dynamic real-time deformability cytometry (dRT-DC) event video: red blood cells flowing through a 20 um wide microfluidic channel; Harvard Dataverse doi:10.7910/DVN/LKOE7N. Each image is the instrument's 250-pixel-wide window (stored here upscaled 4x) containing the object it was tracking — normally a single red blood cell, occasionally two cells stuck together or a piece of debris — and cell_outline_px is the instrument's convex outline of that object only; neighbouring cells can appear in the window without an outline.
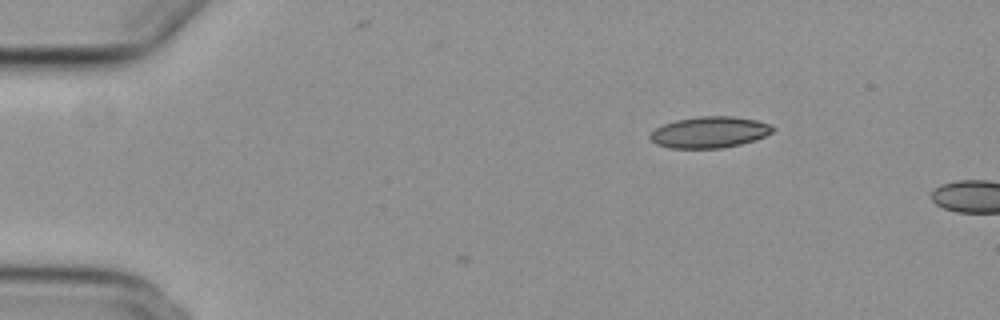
{"species": "common noctule bat (a hibernating species)", "species_latin": "Nyctalus noctula", "temperature_condition": "cold", "stored_images_in_passage": 2, "camera_frame_rate_fps": 3000, "um_per_image_px": 0.085, "animal": {"sex": "female", "body_mass_g": 29.2, "forearm_length_mm": 56.3}, "frame": {"image": 1, "passage_image": 2, "time_ms": 0.333, "image_size_px": [1000, 320], "cell_outline_px": [[776, 128], [772, 132], [764, 136], [740, 144], [720, 148], [668, 148], [656, 144], [648, 136], [656, 128], [664, 124], [676, 120], [700, 116], [732, 116], [756, 120], [768, 124]], "centroid_in_image_um": [60.29, 11.24], "position_along_channel_um": 24.7, "area_um2": 22.14}}